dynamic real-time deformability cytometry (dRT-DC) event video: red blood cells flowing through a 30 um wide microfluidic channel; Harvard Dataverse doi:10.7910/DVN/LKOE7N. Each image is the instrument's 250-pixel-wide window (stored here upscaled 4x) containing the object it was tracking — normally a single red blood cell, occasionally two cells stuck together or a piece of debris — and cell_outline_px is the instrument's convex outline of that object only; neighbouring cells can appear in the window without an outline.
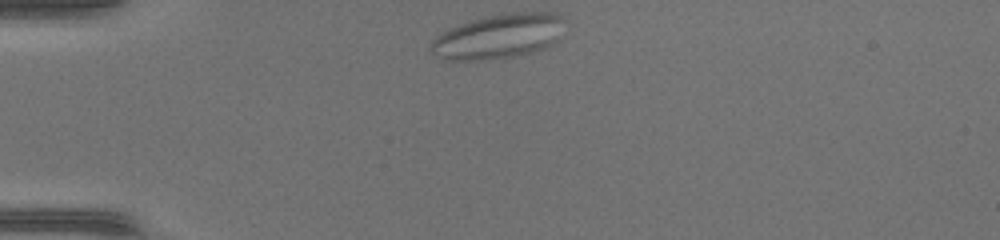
{"species": "common noctule bat (a hibernating species)", "species_latin": "Nyctalus noctula", "temperature_condition": "warm", "stored_images_in_passage": 39, "camera_frame_rate_fps": 3000, "um_per_image_px": 0.085, "animal": {"sex": "female", "body_mass_g": 17.0, "forearm_length_mm": 48.0}, "frame": {"image": 1, "passage_image": 1, "time_ms": 0.0, "image_size_px": [1000, 240], "cell_outline_px": [[564, 20], [556, 40], [552, 44], [544, 48], [532, 52], [512, 56], [480, 60], [444, 60], [432, 52], [428, 48], [432, 40], [436, 36], [448, 28], [484, 16], [508, 12], [552, 12], [560, 16]], "centroid_in_image_um": [42.32, 3.08], "position_along_channel_um": 42.7, "area_um2": 34.62}}
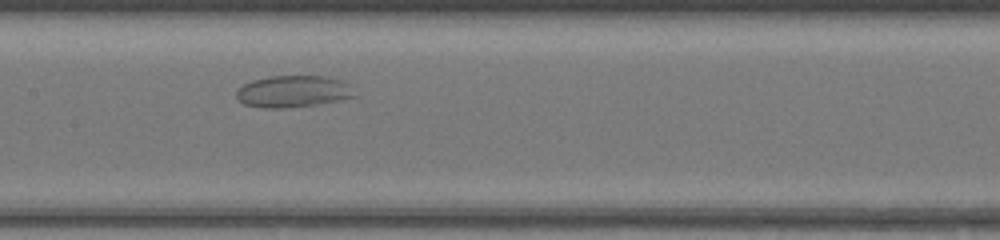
{"frame": {"image": 2, "passage_image": 14, "time_ms": 4.333, "image_size_px": [1000, 240], "cell_outline_px": [[356, 96], [316, 104], [284, 108], [264, 108], [244, 104], [236, 100], [236, 92], [244, 84], [252, 80], [268, 76], [328, 76], [340, 80], [348, 84]], "centroid_in_image_um": [24.86, 7.77], "position_along_channel_um": 182.5, "area_um2": 21.73}}
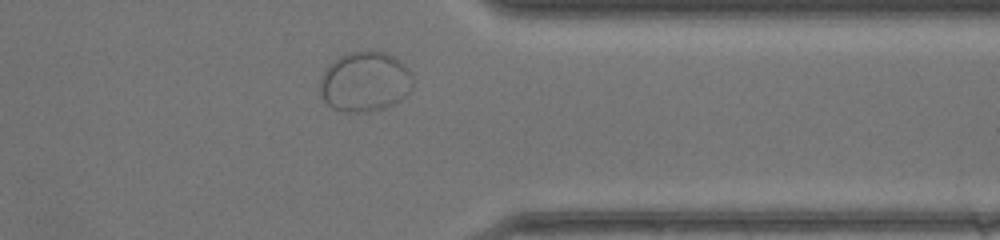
{"frame": {"image": 3, "passage_image": 29, "time_ms": 9.333, "image_size_px": [1000, 240], "cell_outline_px": [[412, 88], [400, 100], [384, 108], [368, 112], [344, 112], [332, 108], [324, 100], [320, 92], [320, 80], [328, 64], [340, 56], [348, 52], [384, 52], [400, 60], [408, 68], [412, 76]], "centroid_in_image_um": [31.01, 6.96], "position_along_channel_um": 380.4, "area_um2": 32.37}}